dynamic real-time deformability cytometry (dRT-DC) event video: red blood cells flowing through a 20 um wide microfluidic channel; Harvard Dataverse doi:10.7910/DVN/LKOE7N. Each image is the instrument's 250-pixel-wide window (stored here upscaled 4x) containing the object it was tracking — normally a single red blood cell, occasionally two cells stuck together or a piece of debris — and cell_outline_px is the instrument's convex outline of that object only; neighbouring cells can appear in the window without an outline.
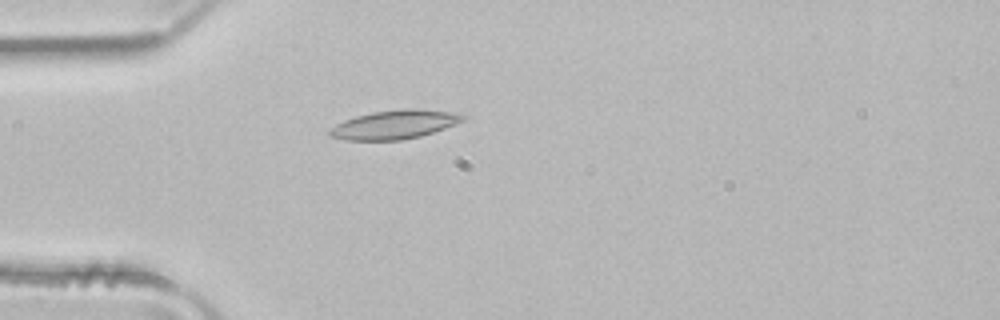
{"species": "common noctule bat (a hibernating species)", "species_latin": "Nyctalus noctula", "temperature_condition": "room temperature", "stored_images_in_passage": 44, "camera_frame_rate_fps": 3000, "um_per_image_px": 0.085, "animal": {"sex": "male", "body_mass_g": 21.5, "forearm_length_mm": 52.0}, "frame": {"image": 1, "passage_image": 8, "time_ms": 2.333, "image_size_px": [1000, 320], "cell_outline_px": [[468, 116], [464, 120], [444, 128], [420, 136], [400, 140], [348, 140], [328, 136], [328, 132], [336, 124], [344, 120], [356, 116], [372, 112], [400, 108], [420, 108], [452, 112]], "centroid_in_image_um": [33.53, 10.57], "position_along_channel_um": 51.5, "area_um2": 22.37}}
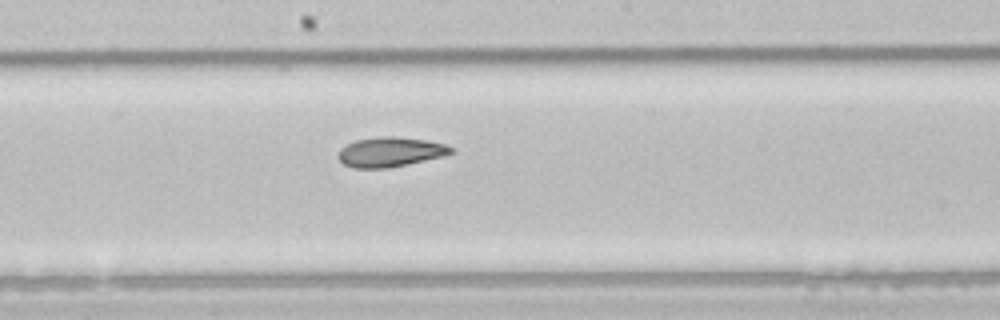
{"frame": {"image": 2, "passage_image": 21, "time_ms": 6.667, "image_size_px": [1000, 320], "cell_outline_px": [[456, 152], [408, 164], [384, 168], [352, 168], [344, 164], [336, 156], [340, 148], [356, 140], [380, 136], [392, 136], [428, 140], [444, 144], [456, 148]], "centroid_in_image_um": [33.17, 12.91], "position_along_channel_um": 215.0, "area_um2": 19.54}}
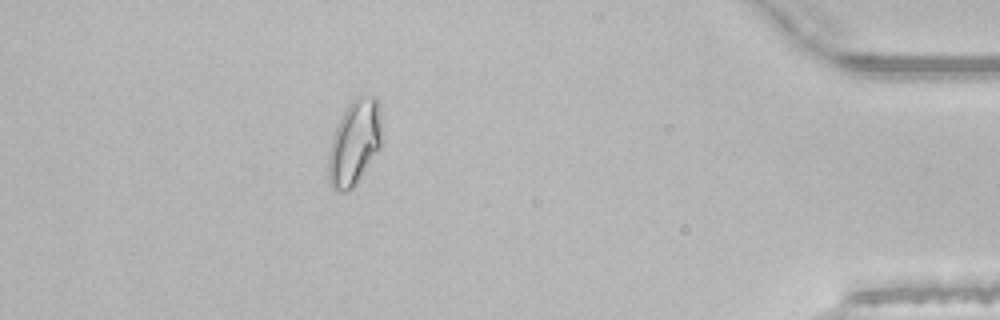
{"frame": {"image": 3, "passage_image": 39, "time_ms": 12.667, "image_size_px": [1000, 320], "cell_outline_px": [[384, 132], [380, 148], [352, 188], [344, 192], [332, 192], [328, 184], [328, 152], [332, 136], [348, 104], [352, 100], [360, 96], [376, 96], [380, 100]], "centroid_in_image_um": [30.16, 12.11], "position_along_channel_um": 405.0, "area_um2": 27.17}, "authors_computed_cell_mechanics": {"area_um2": 20.5768, "velocity_mm_per_s": 3.997, "shape_relaxation_time_tau1_ms": 5.3667, "shape_relaxation_time_tau2_ms": 2.6522, "deformation_change_tau1": 0.1676, "deformation_change_tau2": 0.0925}}